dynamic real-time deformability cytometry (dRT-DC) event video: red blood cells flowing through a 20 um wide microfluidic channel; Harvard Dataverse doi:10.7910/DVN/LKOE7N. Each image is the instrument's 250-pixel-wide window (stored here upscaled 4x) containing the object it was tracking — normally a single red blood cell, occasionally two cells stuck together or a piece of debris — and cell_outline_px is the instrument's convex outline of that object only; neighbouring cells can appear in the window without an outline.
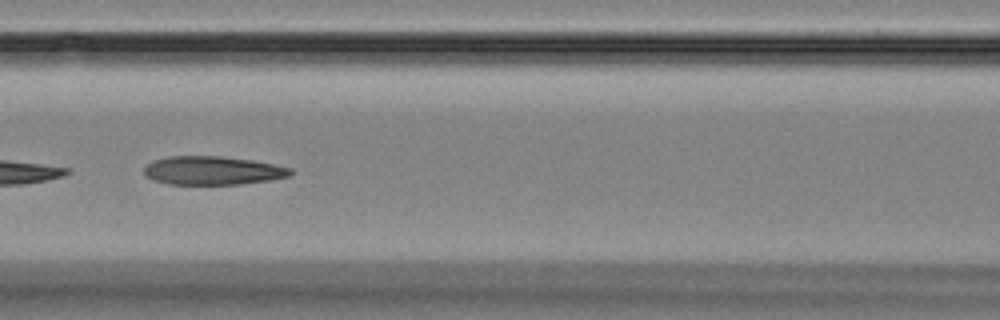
{"species": "Egyptian fruit bat (a non-hibernating species)", "species_latin": "Rousettus aegyptiacus", "temperature_condition": "room temperature", "stored_images_in_passage": 16, "camera_frame_rate_fps": 3000, "um_per_image_px": 0.085, "animal": {"sex": "female"}, "frame": {"image": 1, "passage_image": 7, "time_ms": 6.667, "image_size_px": [1000, 320], "cell_outline_px": [[292, 176], [268, 180], [240, 184], [168, 184], [152, 180], [144, 172], [144, 168], [152, 160], [168, 156], [220, 156], [252, 160], [292, 168]], "centroid_in_image_um": [18.07, 14.49], "position_along_channel_um": 148.5, "area_um2": 24.33}, "authors_computed_cell_mechanics": {"area_um2": 24.9118, "velocity_mm_per_s": 3.5035, "shape_relaxation_time_tau1_ms": 4.1855, "shape_relaxation_time_tau2_ms": 2.7801, "deformation_change_tau1": 0.0924, "deformation_change_tau2": 0.0955}}